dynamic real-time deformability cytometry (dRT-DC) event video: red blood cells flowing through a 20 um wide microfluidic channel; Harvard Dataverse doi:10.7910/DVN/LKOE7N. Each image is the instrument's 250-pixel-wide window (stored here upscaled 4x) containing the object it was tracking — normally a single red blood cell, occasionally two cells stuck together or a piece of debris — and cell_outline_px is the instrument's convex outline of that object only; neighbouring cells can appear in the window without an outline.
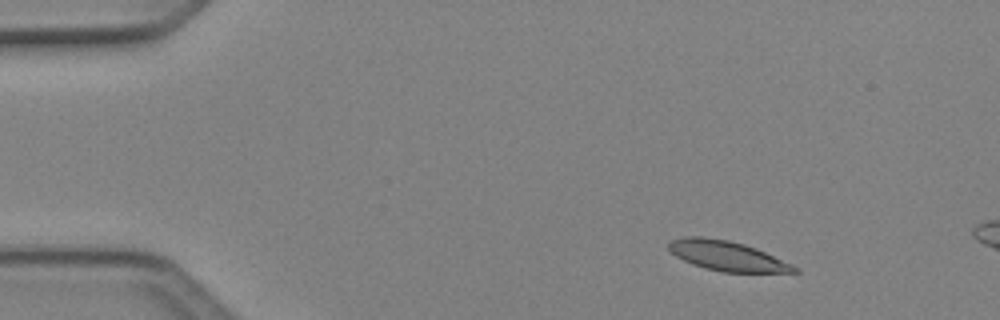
{"species": "Egyptian fruit bat (a non-hibernating species)", "species_latin": "Rousettus aegyptiacus", "temperature_condition": "cold", "stored_images_in_passage": 5, "camera_frame_rate_fps": 3000, "um_per_image_px": 0.085, "animal": {"sex": "female"}, "frame": {"image": 1, "passage_image": 1, "time_ms": 0.0, "image_size_px": [1000, 320], "cell_outline_px": [[800, 272], [724, 272], [704, 268], [692, 264], [676, 256], [668, 248], [668, 244], [672, 240], [684, 236], [704, 236], [728, 240], [744, 244], [756, 248], [792, 264], [800, 268]], "centroid_in_image_um": [61.8, 21.74], "position_along_channel_um": 23.2, "area_um2": 21.79}}
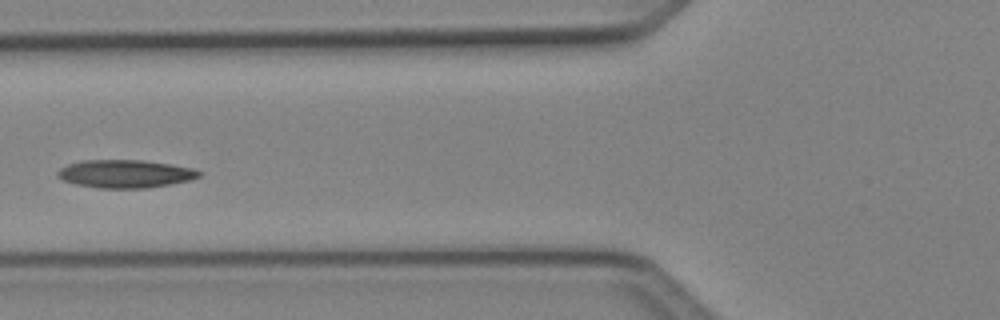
{"frame": {"image": 2, "passage_image": 4, "time_ms": 1.0, "image_size_px": [1000, 320], "cell_outline_px": [[204, 172], [200, 176], [192, 180], [144, 188], [96, 188], [76, 184], [64, 180], [56, 176], [56, 172], [60, 168], [68, 164], [84, 160], [144, 160], [172, 164], [196, 168]], "centroid_in_image_um": [10.69, 14.76], "position_along_channel_um": 115.1, "area_um2": 23.29}}
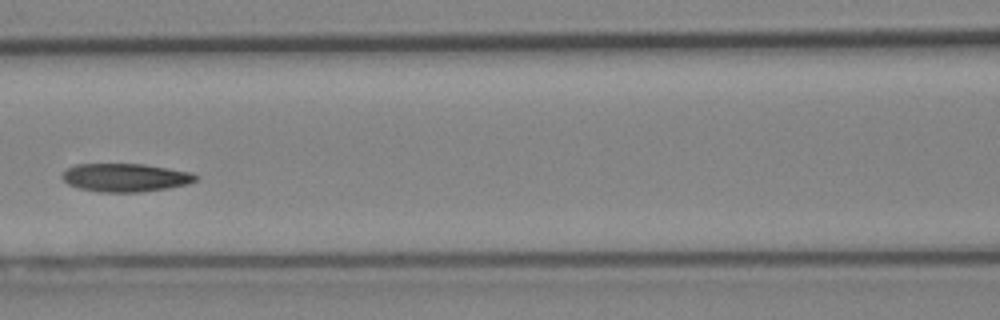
{"frame": {"image": 3, "passage_image": 5, "time_ms": 1.333, "image_size_px": [1000, 320], "cell_outline_px": [[200, 176], [196, 180], [188, 184], [168, 188], [140, 192], [100, 192], [80, 188], [68, 184], [60, 176], [68, 168], [76, 164], [144, 164], [192, 172]], "centroid_in_image_um": [10.69, 15.09], "position_along_channel_um": 155.9, "area_um2": 22.02}}